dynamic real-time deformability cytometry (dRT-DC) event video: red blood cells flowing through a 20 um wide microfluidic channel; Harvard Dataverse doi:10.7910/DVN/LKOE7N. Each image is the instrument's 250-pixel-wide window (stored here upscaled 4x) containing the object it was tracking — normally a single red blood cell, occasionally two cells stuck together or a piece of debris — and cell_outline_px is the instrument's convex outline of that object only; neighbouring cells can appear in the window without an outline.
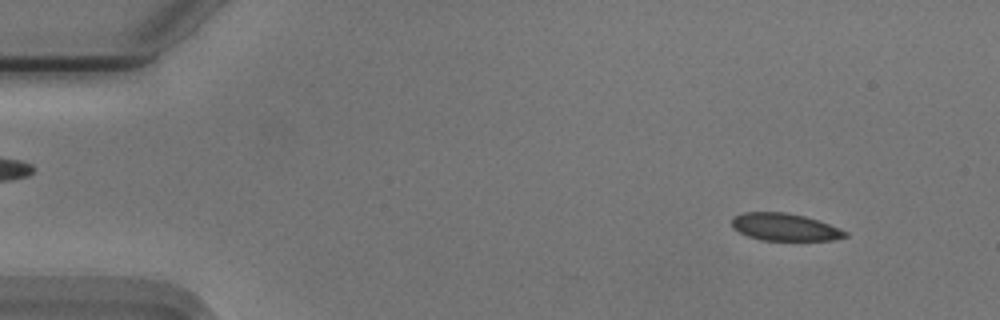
{"species": "Egyptian fruit bat (a non-hibernating species)", "species_latin": "Rousettus aegyptiacus", "temperature_condition": "cold", "stored_images_in_passage": 52, "camera_frame_rate_fps": 3000, "um_per_image_px": 0.085, "animal": {"sex": "male"}, "frame": {"image": 1, "passage_image": 3, "time_ms": 0.667, "image_size_px": [1000, 320], "cell_outline_px": [[848, 236], [832, 240], [760, 240], [748, 236], [732, 228], [732, 216], [744, 212], [784, 212], [804, 216], [828, 224], [848, 232]], "centroid_in_image_um": [66.66, 19.3], "position_along_channel_um": 18.3, "area_um2": 17.98}}
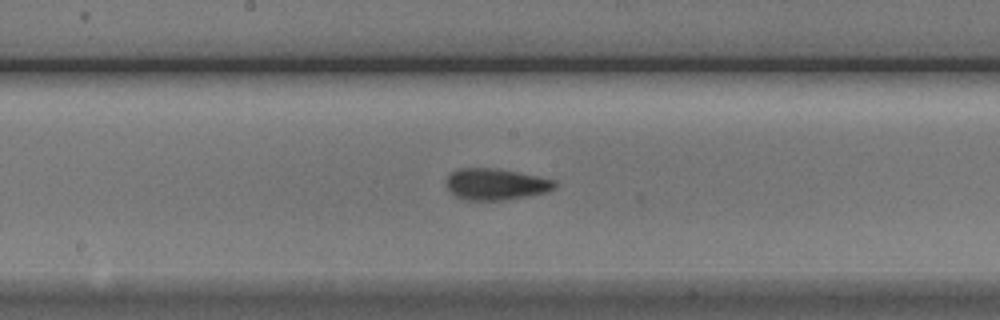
{"frame": {"image": 2, "passage_image": 26, "time_ms": 8.333, "image_size_px": [1000, 320], "cell_outline_px": [[556, 188], [548, 192], [504, 200], [464, 200], [456, 196], [444, 184], [448, 176], [452, 172], [460, 168], [492, 168], [516, 172], [556, 180]], "centroid_in_image_um": [42.14, 15.66], "position_along_channel_um": 206.1, "area_um2": 19.77}}
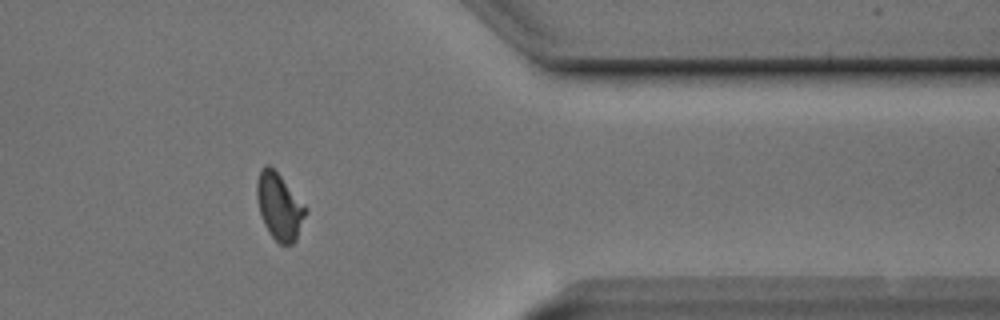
{"frame": {"image": 3, "passage_image": 42, "time_ms": 13.667, "image_size_px": [1000, 320], "cell_outline_px": [[308, 212], [296, 240], [292, 244], [280, 244], [268, 232], [264, 224], [260, 212], [256, 196], [256, 180], [260, 168], [264, 164], [268, 164], [280, 176], [308, 208]], "centroid_in_image_um": [23.74, 17.54], "position_along_channel_um": 387.7, "area_um2": 19.02}, "authors_computed_cell_mechanics": {"area_um2": 19.1896, "velocity_mm_per_s": 3.7334, "shape_relaxation_time_tau1_ms": 3.109, "shape_relaxation_time_tau2_ms": 2.9645, "deformation_change_tau1": 0.0907, "deformation_change_tau2": 0.0628}}